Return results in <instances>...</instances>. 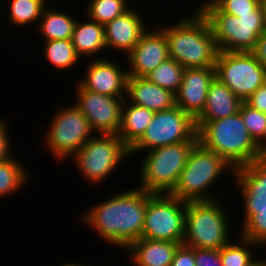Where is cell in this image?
Segmentation results:
<instances>
[{"label":"cell","instance_id":"12","mask_svg":"<svg viewBox=\"0 0 266 266\" xmlns=\"http://www.w3.org/2000/svg\"><path fill=\"white\" fill-rule=\"evenodd\" d=\"M214 68L215 78L243 102L266 83V69L252 52L219 51Z\"/></svg>","mask_w":266,"mask_h":266},{"label":"cell","instance_id":"33","mask_svg":"<svg viewBox=\"0 0 266 266\" xmlns=\"http://www.w3.org/2000/svg\"><path fill=\"white\" fill-rule=\"evenodd\" d=\"M196 266H222L218 249L194 248Z\"/></svg>","mask_w":266,"mask_h":266},{"label":"cell","instance_id":"35","mask_svg":"<svg viewBox=\"0 0 266 266\" xmlns=\"http://www.w3.org/2000/svg\"><path fill=\"white\" fill-rule=\"evenodd\" d=\"M8 126L7 120L0 119V162L10 159L13 156L10 153L11 141L8 134Z\"/></svg>","mask_w":266,"mask_h":266},{"label":"cell","instance_id":"7","mask_svg":"<svg viewBox=\"0 0 266 266\" xmlns=\"http://www.w3.org/2000/svg\"><path fill=\"white\" fill-rule=\"evenodd\" d=\"M218 201L186 202L185 231L182 244L193 248L220 249L229 241L228 216Z\"/></svg>","mask_w":266,"mask_h":266},{"label":"cell","instance_id":"16","mask_svg":"<svg viewBox=\"0 0 266 266\" xmlns=\"http://www.w3.org/2000/svg\"><path fill=\"white\" fill-rule=\"evenodd\" d=\"M158 28L155 31L147 29L141 35L139 42L126 55L127 66H129L128 76L145 77L169 58L165 32Z\"/></svg>","mask_w":266,"mask_h":266},{"label":"cell","instance_id":"27","mask_svg":"<svg viewBox=\"0 0 266 266\" xmlns=\"http://www.w3.org/2000/svg\"><path fill=\"white\" fill-rule=\"evenodd\" d=\"M238 238L240 239H236L238 244L229 241L219 249L222 266H249L255 260L254 253L251 252L252 248H259L261 245L242 236Z\"/></svg>","mask_w":266,"mask_h":266},{"label":"cell","instance_id":"31","mask_svg":"<svg viewBox=\"0 0 266 266\" xmlns=\"http://www.w3.org/2000/svg\"><path fill=\"white\" fill-rule=\"evenodd\" d=\"M242 120L250 136L266 152V113L242 102L239 108Z\"/></svg>","mask_w":266,"mask_h":266},{"label":"cell","instance_id":"14","mask_svg":"<svg viewBox=\"0 0 266 266\" xmlns=\"http://www.w3.org/2000/svg\"><path fill=\"white\" fill-rule=\"evenodd\" d=\"M75 106L88 119L91 130L98 134L118 135L124 98L92 92L76 85Z\"/></svg>","mask_w":266,"mask_h":266},{"label":"cell","instance_id":"1","mask_svg":"<svg viewBox=\"0 0 266 266\" xmlns=\"http://www.w3.org/2000/svg\"><path fill=\"white\" fill-rule=\"evenodd\" d=\"M151 194L140 188L122 191L88 208L81 219L109 245L126 250L142 236Z\"/></svg>","mask_w":266,"mask_h":266},{"label":"cell","instance_id":"3","mask_svg":"<svg viewBox=\"0 0 266 266\" xmlns=\"http://www.w3.org/2000/svg\"><path fill=\"white\" fill-rule=\"evenodd\" d=\"M195 124L199 143L223 157L235 169L266 155L250 136L239 111L223 119Z\"/></svg>","mask_w":266,"mask_h":266},{"label":"cell","instance_id":"36","mask_svg":"<svg viewBox=\"0 0 266 266\" xmlns=\"http://www.w3.org/2000/svg\"><path fill=\"white\" fill-rule=\"evenodd\" d=\"M251 108L266 113V83L244 101Z\"/></svg>","mask_w":266,"mask_h":266},{"label":"cell","instance_id":"32","mask_svg":"<svg viewBox=\"0 0 266 266\" xmlns=\"http://www.w3.org/2000/svg\"><path fill=\"white\" fill-rule=\"evenodd\" d=\"M223 13L238 17L251 14L260 5V0H211Z\"/></svg>","mask_w":266,"mask_h":266},{"label":"cell","instance_id":"30","mask_svg":"<svg viewBox=\"0 0 266 266\" xmlns=\"http://www.w3.org/2000/svg\"><path fill=\"white\" fill-rule=\"evenodd\" d=\"M9 20L15 26L38 25L45 6L37 0H9Z\"/></svg>","mask_w":266,"mask_h":266},{"label":"cell","instance_id":"38","mask_svg":"<svg viewBox=\"0 0 266 266\" xmlns=\"http://www.w3.org/2000/svg\"><path fill=\"white\" fill-rule=\"evenodd\" d=\"M249 266H266V258H265V260H256L255 259V261H253Z\"/></svg>","mask_w":266,"mask_h":266},{"label":"cell","instance_id":"2","mask_svg":"<svg viewBox=\"0 0 266 266\" xmlns=\"http://www.w3.org/2000/svg\"><path fill=\"white\" fill-rule=\"evenodd\" d=\"M174 25H163L169 58L184 68L215 67L219 53L207 18L197 8Z\"/></svg>","mask_w":266,"mask_h":266},{"label":"cell","instance_id":"40","mask_svg":"<svg viewBox=\"0 0 266 266\" xmlns=\"http://www.w3.org/2000/svg\"><path fill=\"white\" fill-rule=\"evenodd\" d=\"M261 6L263 9V13H264V23H265V27H266V1L265 2H261Z\"/></svg>","mask_w":266,"mask_h":266},{"label":"cell","instance_id":"11","mask_svg":"<svg viewBox=\"0 0 266 266\" xmlns=\"http://www.w3.org/2000/svg\"><path fill=\"white\" fill-rule=\"evenodd\" d=\"M186 201L171 194H151L147 203L141 238L182 244Z\"/></svg>","mask_w":266,"mask_h":266},{"label":"cell","instance_id":"10","mask_svg":"<svg viewBox=\"0 0 266 266\" xmlns=\"http://www.w3.org/2000/svg\"><path fill=\"white\" fill-rule=\"evenodd\" d=\"M180 142H199L195 119L180 107L155 112L142 137L129 154L152 150Z\"/></svg>","mask_w":266,"mask_h":266},{"label":"cell","instance_id":"18","mask_svg":"<svg viewBox=\"0 0 266 266\" xmlns=\"http://www.w3.org/2000/svg\"><path fill=\"white\" fill-rule=\"evenodd\" d=\"M132 8L104 25L106 48L120 50L127 55L147 30L141 13Z\"/></svg>","mask_w":266,"mask_h":266},{"label":"cell","instance_id":"4","mask_svg":"<svg viewBox=\"0 0 266 266\" xmlns=\"http://www.w3.org/2000/svg\"><path fill=\"white\" fill-rule=\"evenodd\" d=\"M198 9L208 20L219 51L251 52L266 31L261 5L238 17L223 13L211 0H205Z\"/></svg>","mask_w":266,"mask_h":266},{"label":"cell","instance_id":"9","mask_svg":"<svg viewBox=\"0 0 266 266\" xmlns=\"http://www.w3.org/2000/svg\"><path fill=\"white\" fill-rule=\"evenodd\" d=\"M129 156V148L118 135L98 134L86 141L72 160L86 181L97 186Z\"/></svg>","mask_w":266,"mask_h":266},{"label":"cell","instance_id":"22","mask_svg":"<svg viewBox=\"0 0 266 266\" xmlns=\"http://www.w3.org/2000/svg\"><path fill=\"white\" fill-rule=\"evenodd\" d=\"M126 101L124 99L118 137L130 149L142 137L155 112L139 105H128Z\"/></svg>","mask_w":266,"mask_h":266},{"label":"cell","instance_id":"8","mask_svg":"<svg viewBox=\"0 0 266 266\" xmlns=\"http://www.w3.org/2000/svg\"><path fill=\"white\" fill-rule=\"evenodd\" d=\"M197 143L180 142L148 150L140 169L138 188L153 194H170Z\"/></svg>","mask_w":266,"mask_h":266},{"label":"cell","instance_id":"34","mask_svg":"<svg viewBox=\"0 0 266 266\" xmlns=\"http://www.w3.org/2000/svg\"><path fill=\"white\" fill-rule=\"evenodd\" d=\"M171 266H196L194 248L180 244L175 251Z\"/></svg>","mask_w":266,"mask_h":266},{"label":"cell","instance_id":"17","mask_svg":"<svg viewBox=\"0 0 266 266\" xmlns=\"http://www.w3.org/2000/svg\"><path fill=\"white\" fill-rule=\"evenodd\" d=\"M215 78L214 67L184 68L176 106L196 119L203 111L209 86Z\"/></svg>","mask_w":266,"mask_h":266},{"label":"cell","instance_id":"24","mask_svg":"<svg viewBox=\"0 0 266 266\" xmlns=\"http://www.w3.org/2000/svg\"><path fill=\"white\" fill-rule=\"evenodd\" d=\"M76 22V19L69 14L46 6L39 19L37 30L45 41L71 39Z\"/></svg>","mask_w":266,"mask_h":266},{"label":"cell","instance_id":"26","mask_svg":"<svg viewBox=\"0 0 266 266\" xmlns=\"http://www.w3.org/2000/svg\"><path fill=\"white\" fill-rule=\"evenodd\" d=\"M44 43V57L57 70H68L72 66L74 67L79 62L78 60L81 61V57L76 53L71 39L50 40Z\"/></svg>","mask_w":266,"mask_h":266},{"label":"cell","instance_id":"19","mask_svg":"<svg viewBox=\"0 0 266 266\" xmlns=\"http://www.w3.org/2000/svg\"><path fill=\"white\" fill-rule=\"evenodd\" d=\"M126 100L129 104L139 105L153 112L165 111L176 106V96L149 81L146 77L128 76Z\"/></svg>","mask_w":266,"mask_h":266},{"label":"cell","instance_id":"5","mask_svg":"<svg viewBox=\"0 0 266 266\" xmlns=\"http://www.w3.org/2000/svg\"><path fill=\"white\" fill-rule=\"evenodd\" d=\"M240 188L244 205V220L240 236L266 246V155L250 164L238 167L233 174Z\"/></svg>","mask_w":266,"mask_h":266},{"label":"cell","instance_id":"20","mask_svg":"<svg viewBox=\"0 0 266 266\" xmlns=\"http://www.w3.org/2000/svg\"><path fill=\"white\" fill-rule=\"evenodd\" d=\"M242 102L227 85L214 78L209 86L203 111L195 122H209L232 116L239 111Z\"/></svg>","mask_w":266,"mask_h":266},{"label":"cell","instance_id":"25","mask_svg":"<svg viewBox=\"0 0 266 266\" xmlns=\"http://www.w3.org/2000/svg\"><path fill=\"white\" fill-rule=\"evenodd\" d=\"M17 157L0 162V198L17 193L27 185V170Z\"/></svg>","mask_w":266,"mask_h":266},{"label":"cell","instance_id":"29","mask_svg":"<svg viewBox=\"0 0 266 266\" xmlns=\"http://www.w3.org/2000/svg\"><path fill=\"white\" fill-rule=\"evenodd\" d=\"M127 0H89L85 15L87 18L105 25L124 14L131 7Z\"/></svg>","mask_w":266,"mask_h":266},{"label":"cell","instance_id":"13","mask_svg":"<svg viewBox=\"0 0 266 266\" xmlns=\"http://www.w3.org/2000/svg\"><path fill=\"white\" fill-rule=\"evenodd\" d=\"M72 104L57 110L44 135V144L47 146L45 149H48L55 159H71L94 135L88 119L74 103Z\"/></svg>","mask_w":266,"mask_h":266},{"label":"cell","instance_id":"28","mask_svg":"<svg viewBox=\"0 0 266 266\" xmlns=\"http://www.w3.org/2000/svg\"><path fill=\"white\" fill-rule=\"evenodd\" d=\"M183 70V66L175 60L168 58L145 77L149 81L176 94L182 83Z\"/></svg>","mask_w":266,"mask_h":266},{"label":"cell","instance_id":"37","mask_svg":"<svg viewBox=\"0 0 266 266\" xmlns=\"http://www.w3.org/2000/svg\"><path fill=\"white\" fill-rule=\"evenodd\" d=\"M251 52L257 61L266 69V31L259 36L255 48Z\"/></svg>","mask_w":266,"mask_h":266},{"label":"cell","instance_id":"6","mask_svg":"<svg viewBox=\"0 0 266 266\" xmlns=\"http://www.w3.org/2000/svg\"><path fill=\"white\" fill-rule=\"evenodd\" d=\"M223 171L234 174L235 168L223 157L198 142L193 147L178 183L170 194L186 202L216 200L215 195L212 196V192L208 193V190L212 184H216Z\"/></svg>","mask_w":266,"mask_h":266},{"label":"cell","instance_id":"23","mask_svg":"<svg viewBox=\"0 0 266 266\" xmlns=\"http://www.w3.org/2000/svg\"><path fill=\"white\" fill-rule=\"evenodd\" d=\"M71 40L80 57L86 56L89 59L92 56L96 59V54L107 49L104 25L91 19L88 22H76Z\"/></svg>","mask_w":266,"mask_h":266},{"label":"cell","instance_id":"41","mask_svg":"<svg viewBox=\"0 0 266 266\" xmlns=\"http://www.w3.org/2000/svg\"><path fill=\"white\" fill-rule=\"evenodd\" d=\"M37 1L41 2L45 7H46V5H48V4H46L47 0H37Z\"/></svg>","mask_w":266,"mask_h":266},{"label":"cell","instance_id":"21","mask_svg":"<svg viewBox=\"0 0 266 266\" xmlns=\"http://www.w3.org/2000/svg\"><path fill=\"white\" fill-rule=\"evenodd\" d=\"M180 243L140 238L126 250L135 266H171Z\"/></svg>","mask_w":266,"mask_h":266},{"label":"cell","instance_id":"39","mask_svg":"<svg viewBox=\"0 0 266 266\" xmlns=\"http://www.w3.org/2000/svg\"><path fill=\"white\" fill-rule=\"evenodd\" d=\"M60 266H87V264L84 263V265L82 263L78 264V263H65V264H62ZM88 266H92V265H88Z\"/></svg>","mask_w":266,"mask_h":266},{"label":"cell","instance_id":"15","mask_svg":"<svg viewBox=\"0 0 266 266\" xmlns=\"http://www.w3.org/2000/svg\"><path fill=\"white\" fill-rule=\"evenodd\" d=\"M88 63L84 77L80 78L77 84L92 92L126 98L127 71L107 57L106 59L104 57L92 59L91 57Z\"/></svg>","mask_w":266,"mask_h":266}]
</instances>
